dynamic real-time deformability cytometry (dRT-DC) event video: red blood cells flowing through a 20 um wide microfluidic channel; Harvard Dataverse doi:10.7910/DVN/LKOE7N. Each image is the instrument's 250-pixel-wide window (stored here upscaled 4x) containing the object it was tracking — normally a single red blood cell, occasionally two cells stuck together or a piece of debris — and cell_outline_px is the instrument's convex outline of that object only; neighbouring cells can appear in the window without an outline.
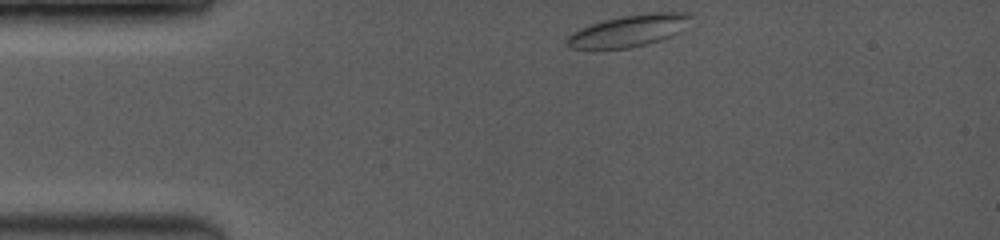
{"species": "common noctule bat (a hibernating species)", "species_latin": "Nyctalus noctula", "temperature_condition": "room temperature", "stored_images_in_passage": 3, "camera_frame_rate_fps": 3500, "um_per_image_px": 0.085, "animal": {"sex": "female", "body_mass_g": 19.0, "forearm_length_mm": 53.3}, "frame": {"image": 1, "passage_image": 1, "time_ms": 0.0, "image_size_px": [1000, 240], "cell_outline_px": [[688, 16], [680, 32], [672, 36], [648, 44], [628, 48], [568, 48], [568, 36], [592, 24], [604, 20], [624, 16], [664, 12], [668, 12]], "centroid_in_image_um": [53.4, 2.65], "position_along_channel_um": 31.6, "area_um2": 21.62}}